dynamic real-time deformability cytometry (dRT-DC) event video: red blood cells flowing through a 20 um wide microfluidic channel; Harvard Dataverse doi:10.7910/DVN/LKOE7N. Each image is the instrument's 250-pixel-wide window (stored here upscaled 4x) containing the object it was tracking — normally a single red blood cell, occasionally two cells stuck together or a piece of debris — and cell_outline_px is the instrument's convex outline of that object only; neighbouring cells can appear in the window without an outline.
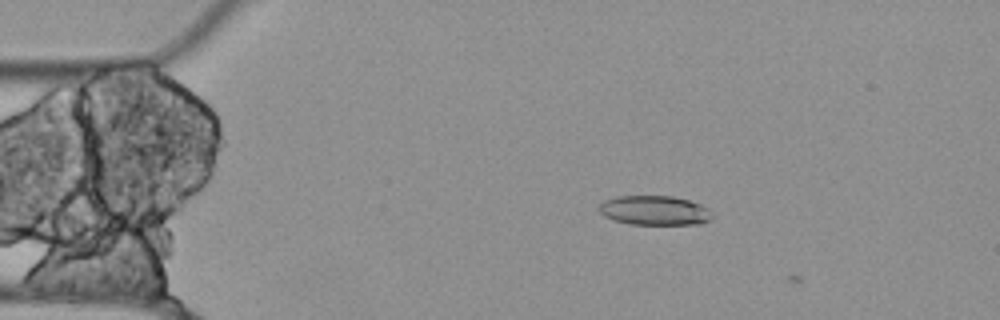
{"species": "Egyptian fruit bat (a non-hibernating species)", "species_latin": "Rousettus aegyptiacus", "temperature_condition": "cold", "stored_images_in_passage": 6, "camera_frame_rate_fps": 3000, "um_per_image_px": 0.085, "animal": {"sex": "female"}, "frame": {"image": 1, "passage_image": 4, "time_ms": 1.0, "image_size_px": [1000, 320], "cell_outline_px": [[712, 220], [700, 224], [628, 224], [612, 220], [604, 216], [596, 208], [604, 200], [616, 196], [672, 196], [688, 200], [700, 204], [708, 208], [712, 212]], "centroid_in_image_um": [55.62, 17.89], "position_along_channel_um": 29.4, "area_um2": 19.65}}